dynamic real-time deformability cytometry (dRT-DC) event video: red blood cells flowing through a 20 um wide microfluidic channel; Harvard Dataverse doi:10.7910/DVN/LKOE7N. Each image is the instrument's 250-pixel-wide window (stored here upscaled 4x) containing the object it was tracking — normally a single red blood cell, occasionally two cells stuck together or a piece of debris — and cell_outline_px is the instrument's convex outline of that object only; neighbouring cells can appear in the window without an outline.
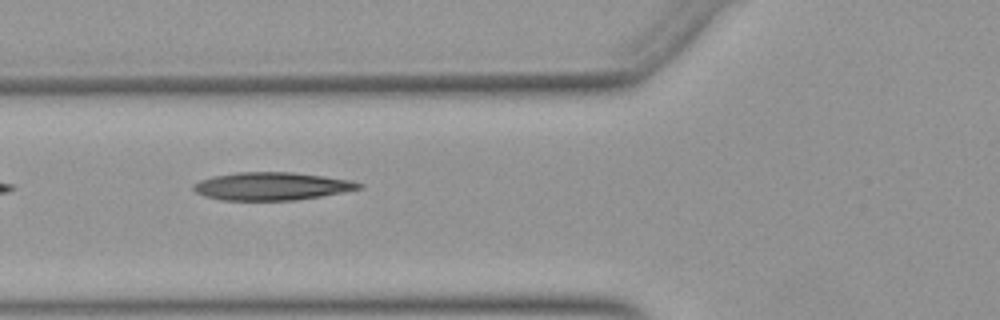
{"species": "Egyptian fruit bat (a non-hibernating species)", "species_latin": "Rousettus aegyptiacus", "temperature_condition": "warm", "stored_images_in_passage": 7, "camera_frame_rate_fps": 3000, "um_per_image_px": 0.085, "animal": {"sex": "female"}, "frame": {"image": 1, "passage_image": 4, "time_ms": 1.0, "image_size_px": [1000, 320], "cell_outline_px": [[364, 188], [320, 196], [296, 200], [220, 200], [204, 196], [196, 192], [192, 188], [192, 184], [200, 180], [212, 176], [236, 172], [292, 172], [324, 176], [352, 180], [364, 184]], "centroid_in_image_um": [23.09, 15.82], "position_along_channel_um": 102.7, "area_um2": 27.05}}
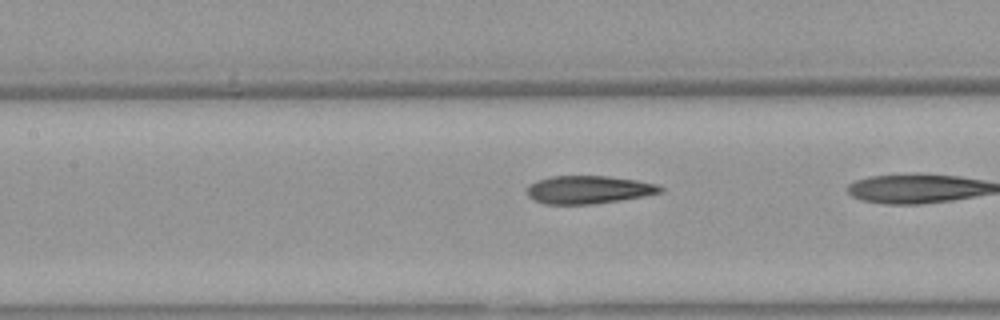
{"frame": {"image": 2, "passage_image": 6, "time_ms": 1.667, "image_size_px": [1000, 320], "cell_outline_px": [[664, 192], [644, 196], [596, 204], [544, 204], [532, 200], [528, 196], [528, 184], [536, 180], [552, 176], [608, 176], [636, 180], [656, 184], [664, 188]], "centroid_in_image_um": [50.02, 16.13], "position_along_channel_um": 157.4, "area_um2": 21.91}}